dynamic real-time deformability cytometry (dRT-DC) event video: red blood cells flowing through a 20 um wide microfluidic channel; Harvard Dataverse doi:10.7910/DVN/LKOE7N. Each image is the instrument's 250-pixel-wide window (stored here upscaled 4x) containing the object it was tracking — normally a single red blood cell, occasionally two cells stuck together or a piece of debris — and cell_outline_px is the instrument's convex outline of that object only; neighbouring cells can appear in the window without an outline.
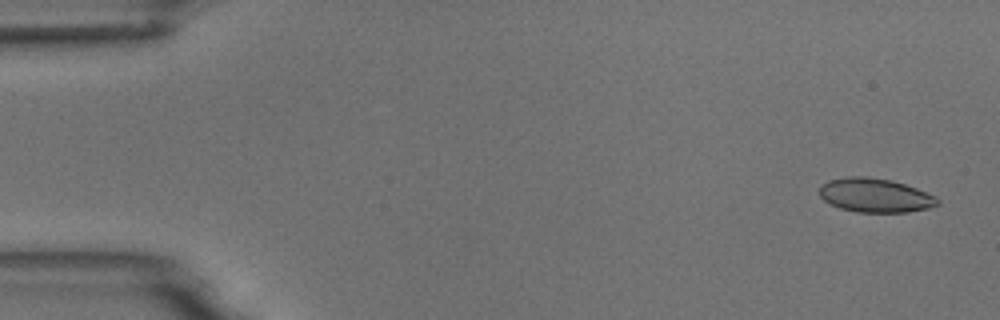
{"species": "common noctule bat (a hibernating species)", "species_latin": "Nyctalus noctula", "temperature_condition": "room temperature", "stored_images_in_passage": 6, "segment_of_instrument_passage": [1, 2], "camera_frame_rate_fps": 3000, "um_per_image_px": 0.085, "animal": {"sex": "male", "body_mass_g": 18.8}, "frame": {"image": 1, "passage_image": 1, "time_ms": 0.0, "image_size_px": [1000, 320], "cell_outline_px": [[940, 204], [928, 208], [908, 212], [856, 212], [840, 208], [824, 200], [820, 196], [820, 184], [828, 180], [848, 176], [864, 176], [888, 180], [904, 184], [916, 188], [936, 196], [940, 200]], "centroid_in_image_um": [74.39, 16.6], "position_along_channel_um": 10.6, "area_um2": 23.35}}
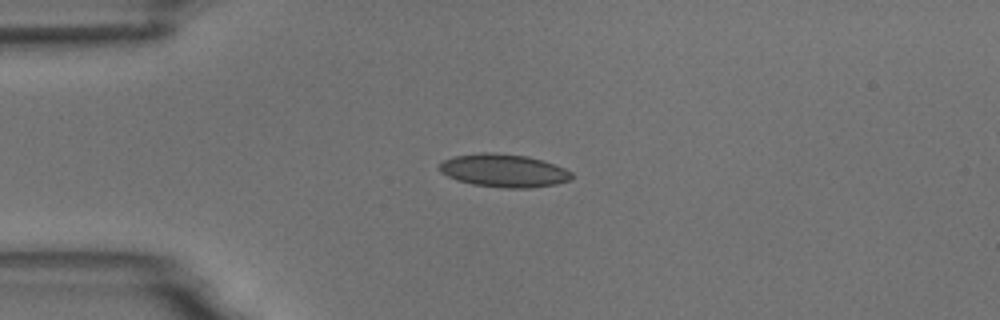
{"frame": {"image": 2, "passage_image": 4, "time_ms": 3.667, "image_size_px": [1000, 320], "cell_outline_px": [[572, 180], [556, 184], [528, 188], [500, 188], [472, 184], [456, 180], [440, 172], [440, 164], [444, 160], [452, 156], [484, 152], [488, 152], [528, 156], [564, 168], [572, 172]], "centroid_in_image_um": [42.81, 14.51], "position_along_channel_um": 42.2, "area_um2": 25.43}}